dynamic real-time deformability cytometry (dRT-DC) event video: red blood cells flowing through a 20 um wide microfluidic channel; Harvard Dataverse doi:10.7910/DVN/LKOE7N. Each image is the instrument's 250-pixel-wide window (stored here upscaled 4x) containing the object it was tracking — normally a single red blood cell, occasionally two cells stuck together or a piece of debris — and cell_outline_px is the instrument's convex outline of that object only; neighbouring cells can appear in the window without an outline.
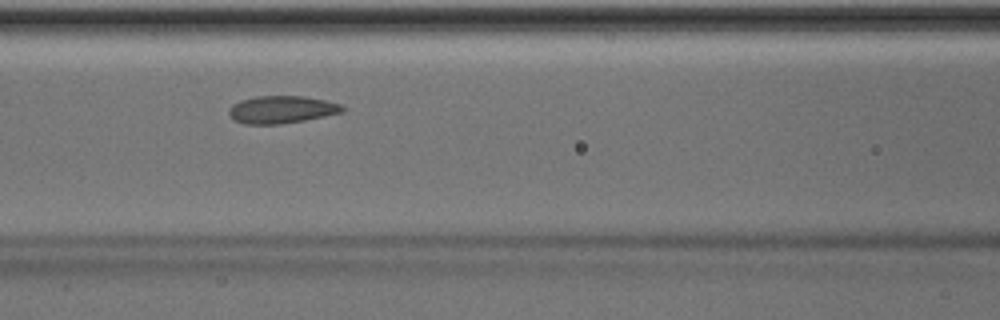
{"species": "Egyptian fruit bat (a non-hibernating species)", "species_latin": "Rousettus aegyptiacus", "temperature_condition": "room temperature", "stored_images_in_passage": 35, "camera_frame_rate_fps": 3000, "um_per_image_px": 0.085, "animal": {"sex": "male"}, "frame": {"image": 1, "passage_image": 6, "time_ms": 1.667, "image_size_px": [1000, 320], "cell_outline_px": [[344, 112], [304, 120], [280, 124], [244, 124], [232, 120], [228, 112], [228, 108], [232, 104], [240, 100], [256, 96], [304, 96], [324, 100], [340, 104], [344, 108]], "centroid_in_image_um": [23.88, 9.31], "position_along_channel_um": 142.7, "area_um2": 18.26}}